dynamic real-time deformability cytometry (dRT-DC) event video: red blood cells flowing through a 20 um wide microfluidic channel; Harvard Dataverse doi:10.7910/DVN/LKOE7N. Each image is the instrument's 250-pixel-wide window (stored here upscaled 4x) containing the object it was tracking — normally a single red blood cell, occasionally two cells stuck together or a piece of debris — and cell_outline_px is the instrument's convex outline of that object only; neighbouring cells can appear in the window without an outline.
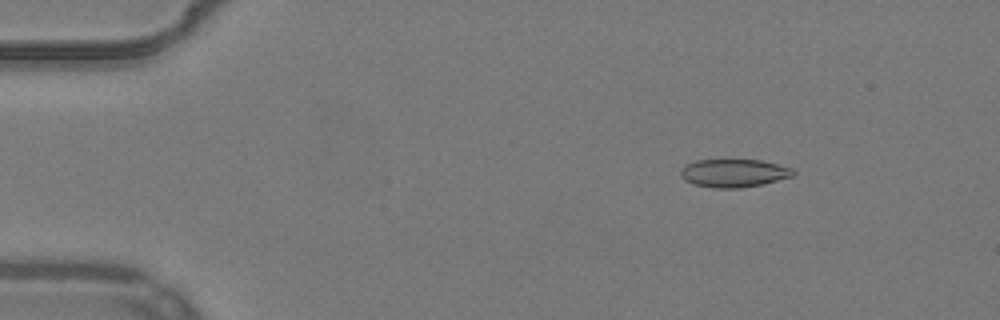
{"species": "common noctule bat (a hibernating species)", "species_latin": "Nyctalus noctula", "temperature_condition": "warm", "stored_images_in_passage": 50, "camera_frame_rate_fps": 3000, "um_per_image_px": 0.085, "animal": {"sex": "male", "body_mass_g": 19.2, "forearm_length_mm": 51.8}, "frame": {"image": 1, "passage_image": 5, "time_ms": 1.333, "image_size_px": [1000, 320], "cell_outline_px": [[796, 176], [760, 184], [740, 188], [716, 188], [692, 184], [684, 180], [680, 176], [680, 168], [684, 164], [696, 160], [760, 160], [792, 168], [796, 172]], "centroid_in_image_um": [62.34, 14.71], "position_along_channel_um": 22.7, "area_um2": 18.55}}
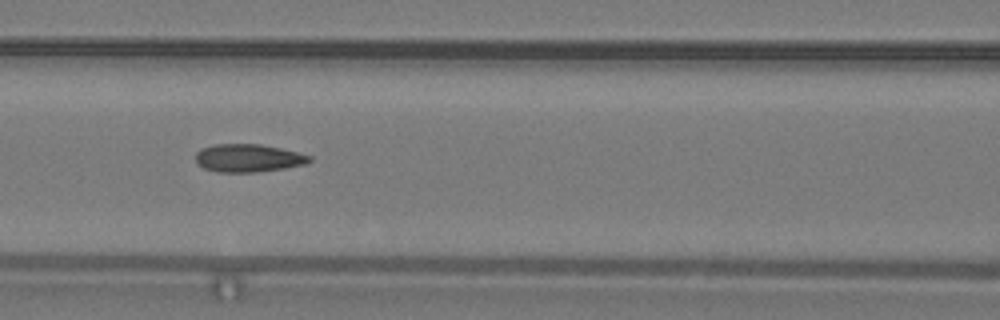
{"frame": {"image": 2, "passage_image": 21, "time_ms": 6.667, "image_size_px": [1000, 320], "cell_outline_px": [[312, 160], [304, 164], [284, 168], [256, 172], [220, 172], [204, 168], [196, 164], [196, 152], [200, 148], [216, 144], [260, 144], [280, 148], [312, 156]], "centroid_in_image_um": [21.07, 13.43], "position_along_channel_um": 145.5, "area_um2": 18.5}}
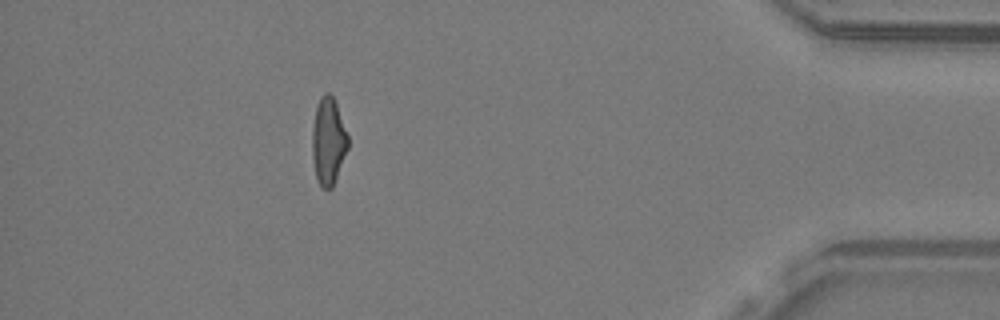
{"frame": {"image": 3, "passage_image": 45, "time_ms": 14.667, "image_size_px": [1000, 320], "cell_outline_px": [[348, 148], [332, 188], [324, 188], [316, 180], [312, 156], [312, 128], [316, 104], [320, 96], [324, 92], [328, 92], [332, 96], [336, 104], [348, 136]], "centroid_in_image_um": [27.88, 11.98], "position_along_channel_um": 407.3, "area_um2": 18.15}, "authors_computed_cell_mechanics": {"area_um2": 18.4671, "velocity_mm_per_s": 3.9056, "shape_relaxation_time_tau1_ms": null, "shape_relaxation_time_tau2_ms": 2.4426, "deformation_change_tau1": null, "deformation_change_tau2": 0.0941}}